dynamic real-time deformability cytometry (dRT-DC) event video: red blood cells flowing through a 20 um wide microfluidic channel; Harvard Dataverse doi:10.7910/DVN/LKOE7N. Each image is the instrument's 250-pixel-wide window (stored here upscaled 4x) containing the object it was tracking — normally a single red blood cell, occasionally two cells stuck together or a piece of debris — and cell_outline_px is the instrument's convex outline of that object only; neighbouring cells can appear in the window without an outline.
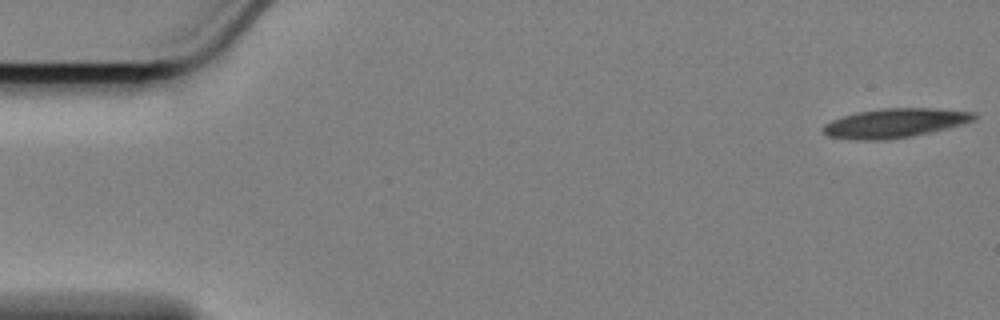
{"species": "Egyptian fruit bat (a non-hibernating species)", "species_latin": "Rousettus aegyptiacus", "temperature_condition": "cold", "stored_images_in_passage": 58, "camera_frame_rate_fps": 3000, "um_per_image_px": 0.085, "animal": {"sex": "female"}, "frame": {"image": 1, "passage_image": 1, "time_ms": 0.0, "image_size_px": [1000, 320], "cell_outline_px": [[976, 116], [972, 120], [960, 124], [912, 136], [884, 140], [856, 140], [828, 136], [824, 132], [824, 124], [832, 120], [856, 112], [884, 108], [932, 108], [976, 112]], "centroid_in_image_um": [76.03, 10.45], "position_along_channel_um": 9.0, "area_um2": 25.26}}
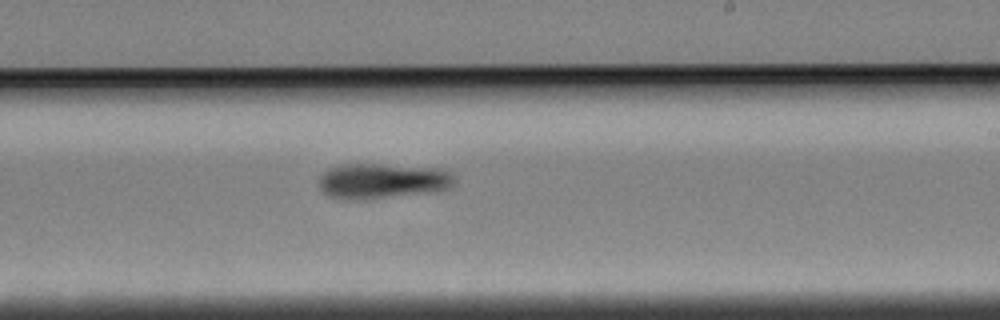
{"frame": {"image": 2, "passage_image": 34, "time_ms": 11.0, "image_size_px": [1000, 320], "cell_outline_px": [[456, 180], [448, 188], [436, 192], [364, 200], [356, 200], [328, 196], [320, 188], [320, 176], [328, 168], [348, 164], [380, 164], [444, 168], [456, 176]], "centroid_in_image_um": [32.57, 15.38], "position_along_channel_um": 256.4, "area_um2": 28.26}}
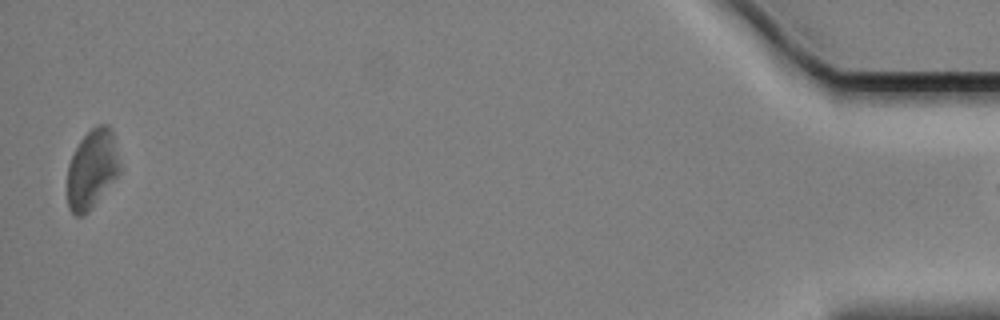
{"frame": {"image": 3, "passage_image": 57, "time_ms": 18.667, "image_size_px": [1000, 320], "cell_outline_px": [[120, 172], [96, 200], [80, 216], [76, 216], [68, 208], [68, 164], [80, 140], [96, 124], [108, 124], [112, 128], [120, 164]], "centroid_in_image_um": [7.82, 14.28], "position_along_channel_um": 427.4, "area_um2": 23.52}}